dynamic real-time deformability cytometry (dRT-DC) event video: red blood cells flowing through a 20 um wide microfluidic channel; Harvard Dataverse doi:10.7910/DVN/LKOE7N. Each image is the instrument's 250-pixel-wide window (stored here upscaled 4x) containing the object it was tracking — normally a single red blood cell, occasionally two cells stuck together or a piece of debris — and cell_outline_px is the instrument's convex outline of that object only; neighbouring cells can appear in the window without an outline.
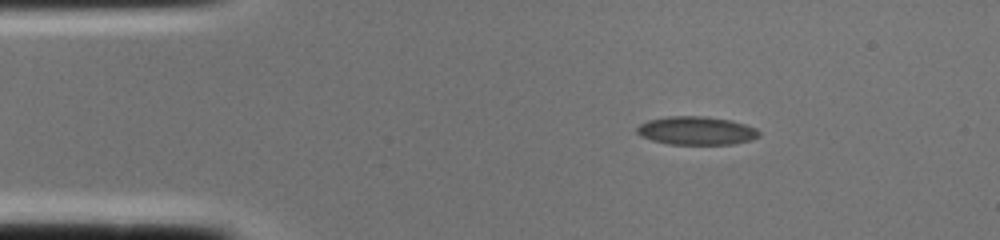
{"species": "common noctule bat (a hibernating species)", "species_latin": "Nyctalus noctula", "temperature_condition": "cold", "stored_images_in_passage": 1, "camera_frame_rate_fps": 3000, "um_per_image_px": 0.085, "animal": {"sex": "female", "body_mass_g": 22.0, "forearm_length_mm": 56.7}, "frame": {"image": 1, "passage_image": 1, "time_ms": 0.0, "image_size_px": [1000, 240], "cell_outline_px": [[760, 136], [752, 140], [732, 144], [668, 144], [652, 140], [640, 136], [636, 132], [636, 128], [640, 124], [648, 120], [668, 116], [704, 116], [732, 120], [756, 128], [760, 132]], "centroid_in_image_um": [59.2, 11.1], "position_along_channel_um": 25.8, "area_um2": 20.29}}